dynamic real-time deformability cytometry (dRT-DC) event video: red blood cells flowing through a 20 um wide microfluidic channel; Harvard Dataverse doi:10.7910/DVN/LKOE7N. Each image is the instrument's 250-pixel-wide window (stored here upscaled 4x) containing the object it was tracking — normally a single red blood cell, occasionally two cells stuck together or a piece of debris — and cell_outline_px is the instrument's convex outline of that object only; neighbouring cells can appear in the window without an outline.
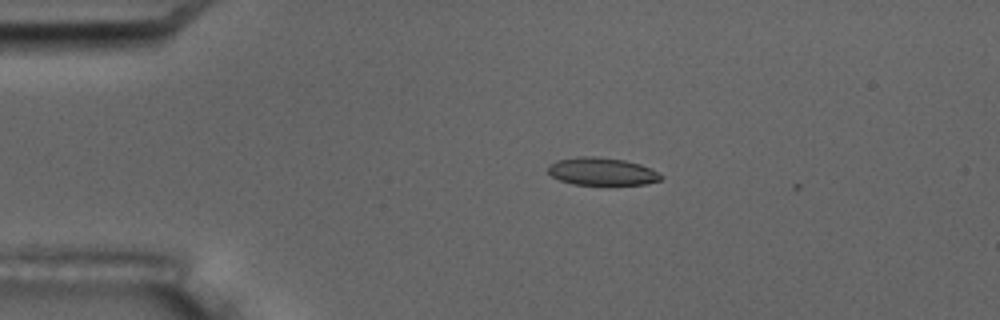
{"species": "common noctule bat (a hibernating species)", "species_latin": "Nyctalus noctula", "temperature_condition": "room temperature", "stored_images_in_passage": 3, "camera_frame_rate_fps": 3000, "um_per_image_px": 0.085, "animal": {"sex": "male", "body_mass_g": 17.5, "forearm_length_mm": 52.3}, "frame": {"image": 1, "passage_image": 2, "time_ms": 1.333, "image_size_px": [1000, 320], "cell_outline_px": [[664, 176], [660, 180], [644, 184], [608, 188], [572, 184], [560, 180], [552, 176], [548, 172], [548, 164], [556, 160], [576, 156], [592, 156], [624, 160], [640, 164]], "centroid_in_image_um": [51.13, 14.63], "position_along_channel_um": 33.9, "area_um2": 19.07}}